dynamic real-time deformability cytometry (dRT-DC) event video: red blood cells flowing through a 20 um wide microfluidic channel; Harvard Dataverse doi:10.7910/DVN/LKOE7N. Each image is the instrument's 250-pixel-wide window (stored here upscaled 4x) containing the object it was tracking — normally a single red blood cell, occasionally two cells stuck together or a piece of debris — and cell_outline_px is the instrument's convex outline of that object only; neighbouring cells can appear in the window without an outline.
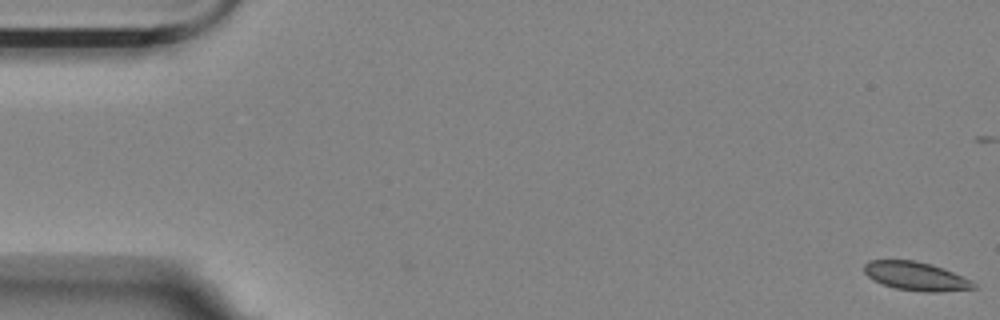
{"species": "Egyptian fruit bat (a non-hibernating species)", "species_latin": "Rousettus aegyptiacus", "temperature_condition": "room temperature", "stored_images_in_passage": 9, "camera_frame_rate_fps": 3000, "um_per_image_px": 0.085, "animal": {"sex": "female"}, "frame": {"image": 1, "passage_image": 1, "time_ms": 0.0, "image_size_px": [1000, 320], "cell_outline_px": [[980, 288], [940, 292], [924, 292], [896, 288], [872, 280], [864, 272], [864, 264], [868, 260], [916, 260], [932, 264], [944, 268], [972, 280]], "centroid_in_image_um": [77.9, 23.47], "position_along_channel_um": 7.1, "area_um2": 18.5}}
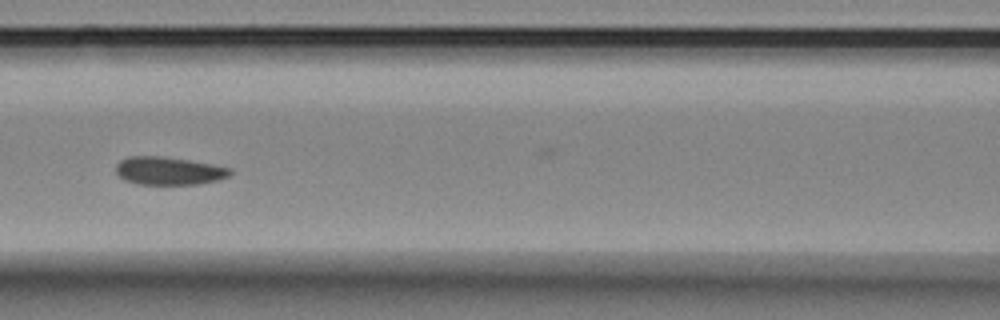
{"frame": {"image": 2, "passage_image": 7, "time_ms": 2.0, "image_size_px": [1000, 320], "cell_outline_px": [[232, 172], [228, 176], [216, 180], [196, 184], [136, 184], [124, 180], [116, 172], [116, 164], [120, 160], [128, 156], [160, 156], [188, 160], [212, 164], [232, 168]], "centroid_in_image_um": [14.32, 14.51], "position_along_channel_um": 152.3, "area_um2": 18.55}}
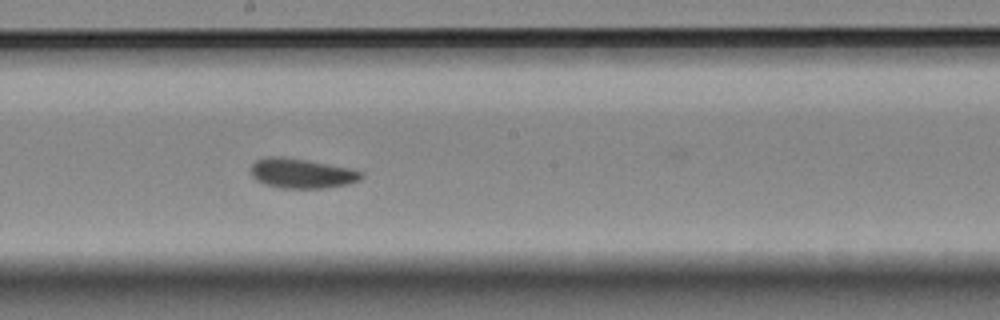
{"frame": {"image": 3, "passage_image": 9, "time_ms": 2.667, "image_size_px": [1000, 320], "cell_outline_px": [[364, 176], [360, 180], [348, 184], [324, 188], [280, 188], [264, 184], [256, 180], [252, 176], [252, 164], [256, 160], [268, 156], [280, 156], [304, 160], [348, 168], [364, 172]], "centroid_in_image_um": [25.64, 14.75], "position_along_channel_um": 222.6, "area_um2": 19.02}}